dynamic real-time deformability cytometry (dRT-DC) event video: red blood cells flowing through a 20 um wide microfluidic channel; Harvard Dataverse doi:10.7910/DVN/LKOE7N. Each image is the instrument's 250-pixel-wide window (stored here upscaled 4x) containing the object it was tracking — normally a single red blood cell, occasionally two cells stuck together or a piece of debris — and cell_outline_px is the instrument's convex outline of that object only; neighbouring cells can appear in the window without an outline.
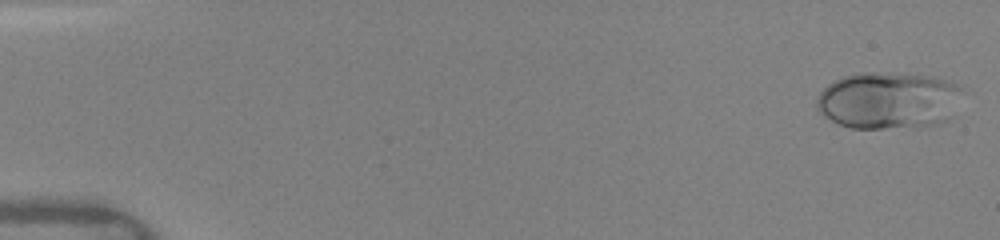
{"species": "human", "species_latin": "Homo sapiens", "temperature_condition": "warm", "stored_images_in_passage": 16, "camera_frame_rate_fps": 3000, "um_per_image_px": 0.085, "donor": {"sex": "female"}, "frame": {"image": 1, "passage_image": 1, "time_ms": 0.0, "image_size_px": [1000, 240], "cell_outline_px": [[960, 88], [952, 116], [948, 120], [936, 124], [920, 128], [852, 128], [840, 124], [824, 116], [816, 108], [816, 96], [828, 84], [844, 76], [856, 72], [892, 72], [936, 76], [948, 80], [956, 84]], "centroid_in_image_um": [75.5, 8.53], "position_along_channel_um": 9.5, "area_um2": 48.9}}
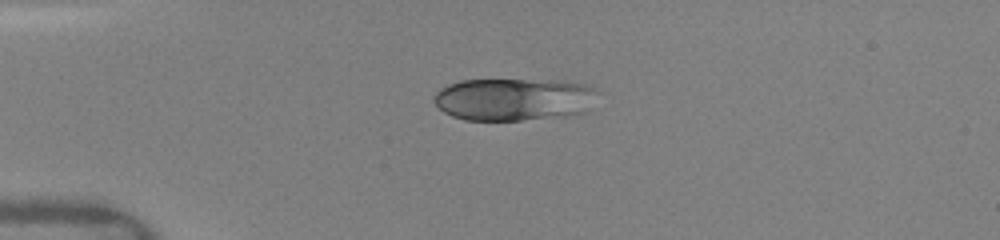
{"frame": {"image": 2, "passage_image": 13, "time_ms": 3.667, "image_size_px": [1000, 240], "cell_outline_px": [[592, 88], [584, 112], [568, 116], [520, 120], [464, 120], [452, 116], [444, 112], [432, 100], [436, 92], [440, 88], [448, 84], [460, 80], [564, 80], [588, 84]], "centroid_in_image_um": [43.55, 8.43], "position_along_channel_um": 41.4, "area_um2": 40.17}}